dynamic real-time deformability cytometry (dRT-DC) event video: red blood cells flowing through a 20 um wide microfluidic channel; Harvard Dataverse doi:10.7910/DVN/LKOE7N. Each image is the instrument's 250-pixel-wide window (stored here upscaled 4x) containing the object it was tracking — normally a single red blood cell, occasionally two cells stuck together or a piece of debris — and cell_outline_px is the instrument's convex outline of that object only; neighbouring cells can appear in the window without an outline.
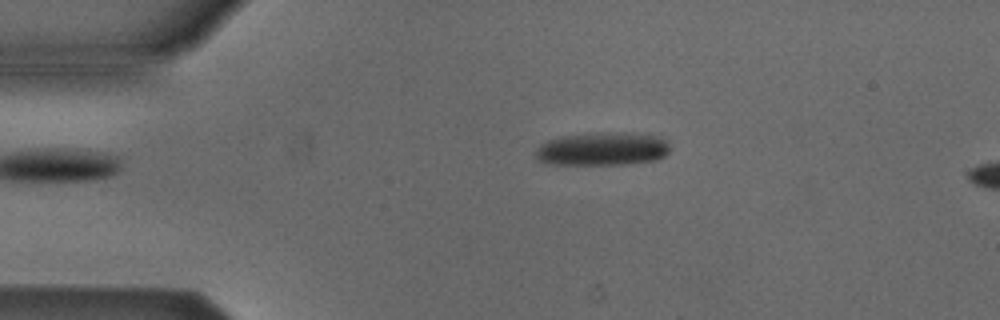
{"species": "Egyptian fruit bat (a non-hibernating species)", "species_latin": "Rousettus aegyptiacus", "temperature_condition": "cold", "stored_images_in_passage": 5, "camera_frame_rate_fps": 3000, "um_per_image_px": 0.085, "animal": {"sex": "male"}, "frame": {"image": 1, "passage_image": 3, "time_ms": 2.333, "image_size_px": [1000, 320], "cell_outline_px": [[668, 152], [664, 156], [656, 160], [628, 164], [544, 164], [536, 160], [532, 156], [536, 148], [540, 144], [548, 140], [560, 136], [660, 136], [668, 144]], "centroid_in_image_um": [51.07, 12.75], "position_along_channel_um": 33.9, "area_um2": 24.68}}